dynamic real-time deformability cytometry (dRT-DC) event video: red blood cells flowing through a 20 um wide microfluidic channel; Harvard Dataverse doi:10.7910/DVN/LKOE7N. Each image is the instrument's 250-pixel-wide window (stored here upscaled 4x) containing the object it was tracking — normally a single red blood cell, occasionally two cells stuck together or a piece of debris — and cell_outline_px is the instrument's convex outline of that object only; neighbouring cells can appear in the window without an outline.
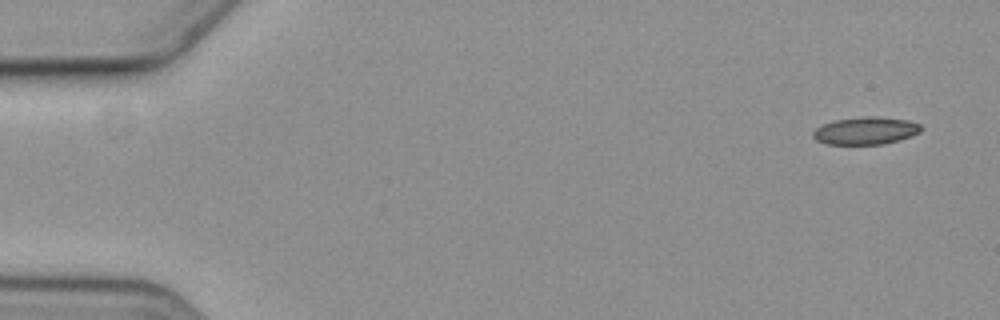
{"species": "common noctule bat (a hibernating species)", "species_latin": "Nyctalus noctula", "temperature_condition": "cold", "stored_images_in_passage": 5, "camera_frame_rate_fps": 3000, "um_per_image_px": 0.085, "animal": {"sex": "female", "body_mass_g": 19.3, "forearm_length_mm": 54.1}, "frame": {"image": 1, "passage_image": 1, "time_ms": 0.0, "image_size_px": [1000, 320], "cell_outline_px": [[924, 128], [920, 132], [912, 136], [900, 140], [884, 144], [828, 144], [816, 140], [812, 136], [812, 132], [816, 128], [824, 124], [836, 120], [864, 116], [872, 116], [908, 120], [920, 124]], "centroid_in_image_um": [73.61, 11.11], "position_along_channel_um": 11.4, "area_um2": 17.34}}
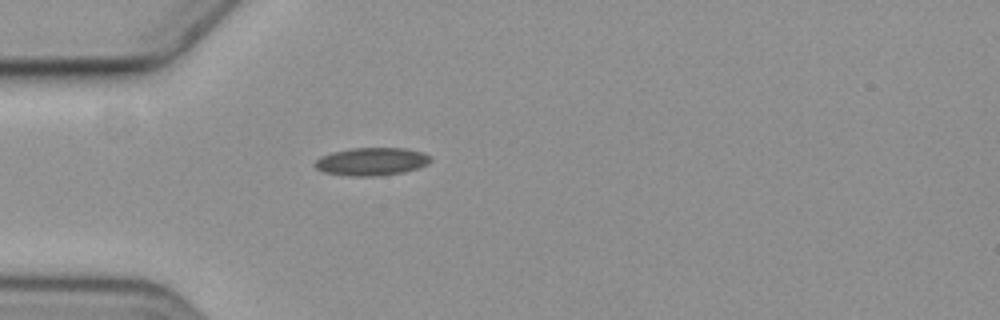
{"frame": {"image": 2, "passage_image": 5, "time_ms": 4.667, "image_size_px": [1000, 320], "cell_outline_px": [[432, 160], [428, 164], [404, 172], [376, 176], [352, 176], [324, 172], [316, 168], [312, 164], [320, 156], [332, 152], [352, 148], [404, 148], [424, 152], [432, 156]], "centroid_in_image_um": [31.6, 13.72], "position_along_channel_um": 53.4, "area_um2": 18.9}}